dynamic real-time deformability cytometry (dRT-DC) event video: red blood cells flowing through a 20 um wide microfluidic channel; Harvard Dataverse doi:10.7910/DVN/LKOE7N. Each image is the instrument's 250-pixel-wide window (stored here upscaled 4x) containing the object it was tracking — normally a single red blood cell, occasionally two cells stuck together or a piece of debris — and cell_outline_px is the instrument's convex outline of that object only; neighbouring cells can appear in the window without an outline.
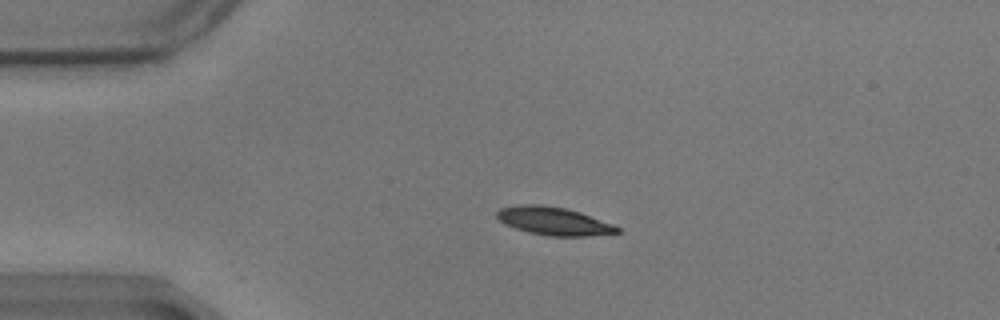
{"species": "common noctule bat (a hibernating species)", "species_latin": "Nyctalus noctula", "temperature_condition": "warm", "stored_images_in_passage": 47, "camera_frame_rate_fps": 3000, "um_per_image_px": 0.085, "animal": {"sex": "male", "body_mass_g": 17.9}, "frame": {"image": 1, "passage_image": 2, "time_ms": 0.333, "image_size_px": [1000, 320], "cell_outline_px": [[620, 232], [588, 236], [548, 236], [528, 232], [516, 228], [500, 220], [496, 216], [496, 212], [500, 208], [520, 204], [544, 204], [564, 208], [580, 212], [612, 224], [620, 228]], "centroid_in_image_um": [47.06, 18.78], "position_along_channel_um": 37.9, "area_um2": 19.54}}
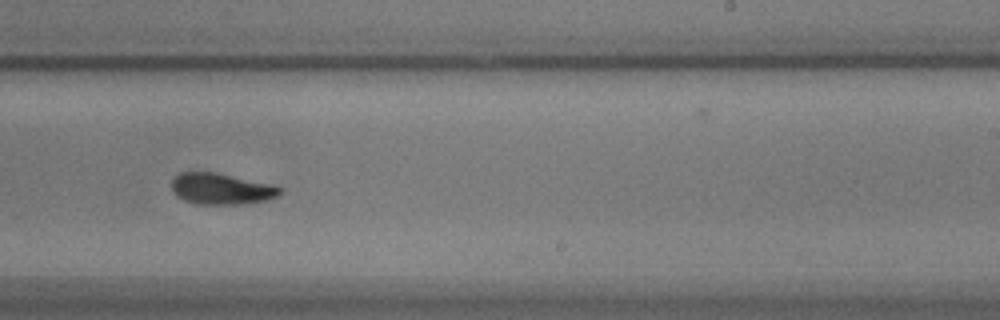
{"frame": {"image": 2, "passage_image": 25, "time_ms": 8.0, "image_size_px": [1000, 320], "cell_outline_px": [[280, 192], [276, 196], [268, 200], [244, 204], [196, 204], [184, 200], [176, 196], [172, 192], [172, 180], [180, 172], [216, 172], [272, 184], [280, 188]], "centroid_in_image_um": [18.78, 16.05], "position_along_channel_um": 270.2, "area_um2": 19.71}}
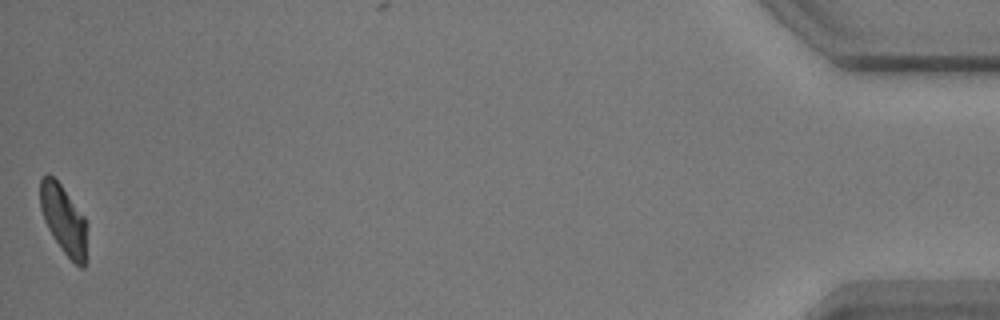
{"frame": {"image": 3, "passage_image": 47, "time_ms": 15.333, "image_size_px": [1000, 320], "cell_outline_px": [[88, 224], [84, 268], [80, 268], [64, 252], [52, 236], [44, 220], [40, 208], [40, 180], [48, 172], [60, 184], [84, 216]], "centroid_in_image_um": [5.42, 18.67], "position_along_channel_um": 429.8, "area_um2": 18.79}, "authors_computed_cell_mechanics": {"area_um2": 20.23, "velocity_mm_per_s": 3.4558, "shape_relaxation_time_tau1_ms": 3.2939, "shape_relaxation_time_tau2_ms": 4.3711, "deformation_change_tau1": 0.1269, "deformation_change_tau2": 0.0856}}